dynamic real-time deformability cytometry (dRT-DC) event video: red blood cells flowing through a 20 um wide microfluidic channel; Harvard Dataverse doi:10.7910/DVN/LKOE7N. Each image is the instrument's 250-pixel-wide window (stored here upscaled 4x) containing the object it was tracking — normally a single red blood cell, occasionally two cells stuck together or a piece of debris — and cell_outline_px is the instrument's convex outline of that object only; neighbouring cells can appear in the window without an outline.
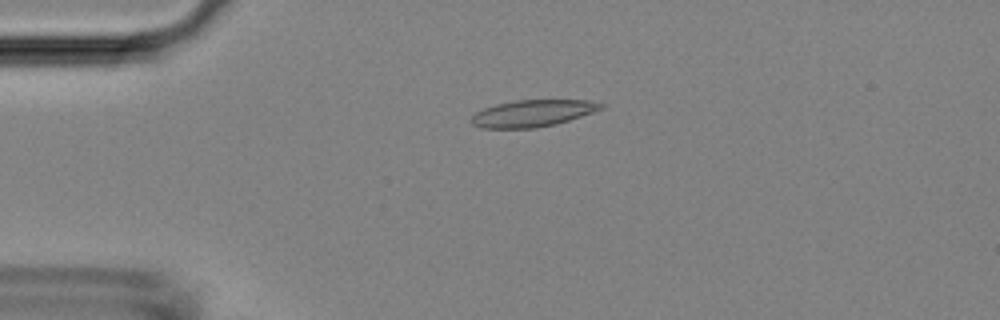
{"species": "Egyptian fruit bat (a non-hibernating species)", "species_latin": "Rousettus aegyptiacus", "temperature_condition": "room temperature", "stored_images_in_passage": 4, "camera_frame_rate_fps": 3000, "um_per_image_px": 0.085, "animal": {"sex": "female"}, "frame": {"image": 1, "passage_image": 4, "time_ms": 3.333, "image_size_px": [1000, 320], "cell_outline_px": [[604, 108], [556, 124], [536, 128], [480, 128], [472, 124], [468, 120], [476, 112], [484, 108], [496, 104], [516, 100], [588, 100], [604, 104]], "centroid_in_image_um": [45.23, 9.63], "position_along_channel_um": 39.8, "area_um2": 20.23}}